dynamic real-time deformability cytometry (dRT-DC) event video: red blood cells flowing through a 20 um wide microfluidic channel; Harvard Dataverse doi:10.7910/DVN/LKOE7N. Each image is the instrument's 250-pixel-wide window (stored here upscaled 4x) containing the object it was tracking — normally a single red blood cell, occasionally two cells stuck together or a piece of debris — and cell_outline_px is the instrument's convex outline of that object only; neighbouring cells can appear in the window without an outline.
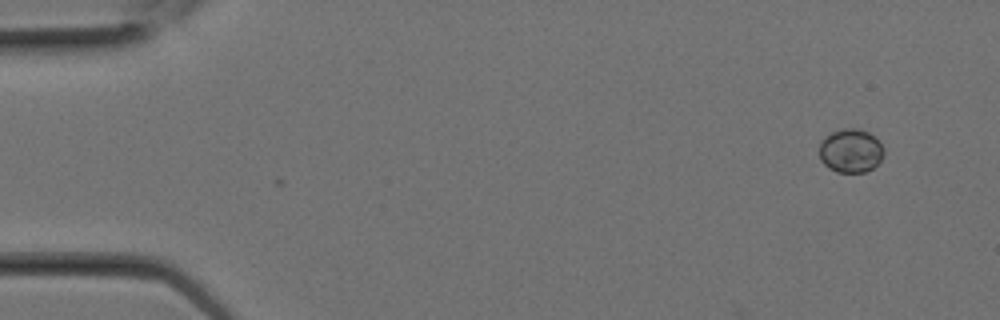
{"species": "Egyptian fruit bat (a non-hibernating species)", "species_latin": "Rousettus aegyptiacus", "temperature_condition": "room temperature", "stored_images_in_passage": 1, "camera_frame_rate_fps": 3000, "um_per_image_px": 0.085, "animal": {"sex": "female"}, "frame": {"image": 1, "passage_image": 1, "time_ms": 0.0, "image_size_px": [1000, 320], "cell_outline_px": [[884, 156], [872, 168], [864, 172], [836, 172], [828, 168], [820, 160], [820, 144], [832, 132], [844, 128], [856, 128], [868, 132], [884, 148]], "centroid_in_image_um": [72.31, 12.83], "position_along_channel_um": 12.7, "area_um2": 16.18}}